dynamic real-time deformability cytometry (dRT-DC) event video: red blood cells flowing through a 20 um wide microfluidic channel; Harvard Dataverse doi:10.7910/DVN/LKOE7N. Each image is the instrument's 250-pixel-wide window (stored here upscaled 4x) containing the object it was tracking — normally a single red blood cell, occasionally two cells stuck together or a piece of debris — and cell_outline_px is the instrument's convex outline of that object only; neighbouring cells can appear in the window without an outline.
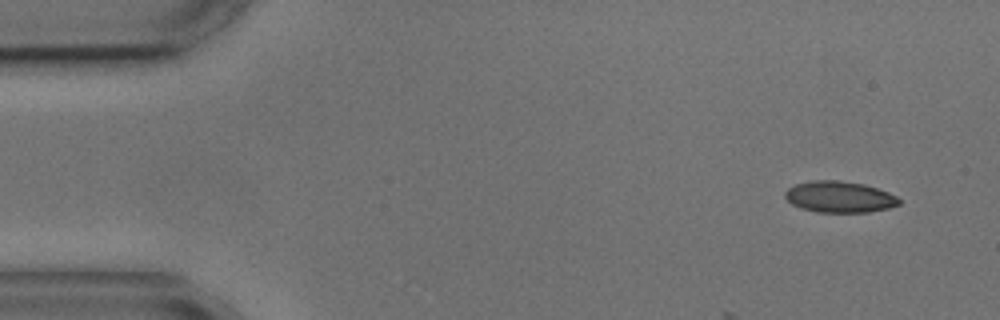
{"species": "common noctule bat (a hibernating species)", "species_latin": "Nyctalus noctula", "temperature_condition": "cold", "stored_images_in_passage": 7, "camera_frame_rate_fps": 3000, "um_per_image_px": 0.085, "animal": {"sex": "male", "body_mass_g": 17.9, "forearm_length_mm": 54.2}, "frame": {"image": 1, "passage_image": 1, "time_ms": 0.0, "image_size_px": [1000, 320], "cell_outline_px": [[900, 204], [888, 208], [868, 212], [816, 212], [792, 204], [784, 196], [784, 192], [788, 188], [796, 184], [812, 180], [840, 180], [864, 184], [888, 192], [896, 196], [900, 200]], "centroid_in_image_um": [71.35, 16.73], "position_along_channel_um": 13.6, "area_um2": 20.69}}